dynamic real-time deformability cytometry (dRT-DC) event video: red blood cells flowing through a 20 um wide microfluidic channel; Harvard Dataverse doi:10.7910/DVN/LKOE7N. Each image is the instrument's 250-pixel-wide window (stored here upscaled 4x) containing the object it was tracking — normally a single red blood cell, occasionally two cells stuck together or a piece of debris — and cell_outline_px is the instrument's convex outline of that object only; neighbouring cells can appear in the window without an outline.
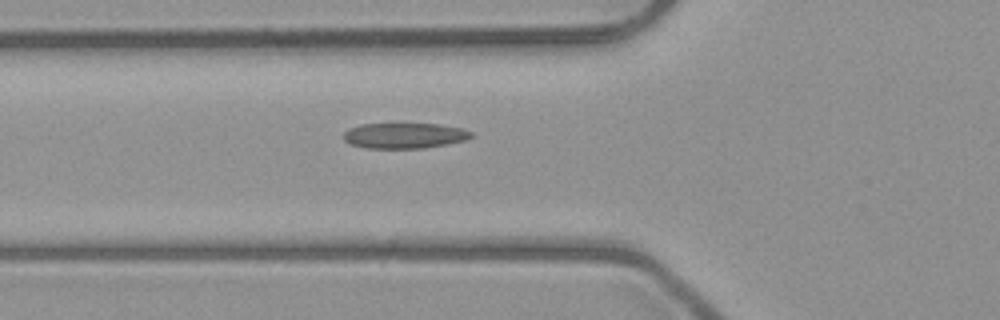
{"species": "common noctule bat (a hibernating species)", "species_latin": "Nyctalus noctula", "temperature_condition": "room temperature", "stored_images_in_passage": 7, "camera_frame_rate_fps": 3000, "um_per_image_px": 0.085, "animal": {"sex": "male", "body_mass_g": 23.1, "forearm_length_mm": 52.7}, "frame": {"image": 1, "passage_image": 7, "time_ms": 7.333, "image_size_px": [1000, 320], "cell_outline_px": [[472, 136], [464, 140], [448, 144], [424, 148], [364, 148], [348, 144], [344, 140], [344, 132], [348, 128], [360, 124], [440, 124], [460, 128], [472, 132]], "centroid_in_image_um": [34.32, 11.53], "position_along_channel_um": 91.5, "area_um2": 19.02}}